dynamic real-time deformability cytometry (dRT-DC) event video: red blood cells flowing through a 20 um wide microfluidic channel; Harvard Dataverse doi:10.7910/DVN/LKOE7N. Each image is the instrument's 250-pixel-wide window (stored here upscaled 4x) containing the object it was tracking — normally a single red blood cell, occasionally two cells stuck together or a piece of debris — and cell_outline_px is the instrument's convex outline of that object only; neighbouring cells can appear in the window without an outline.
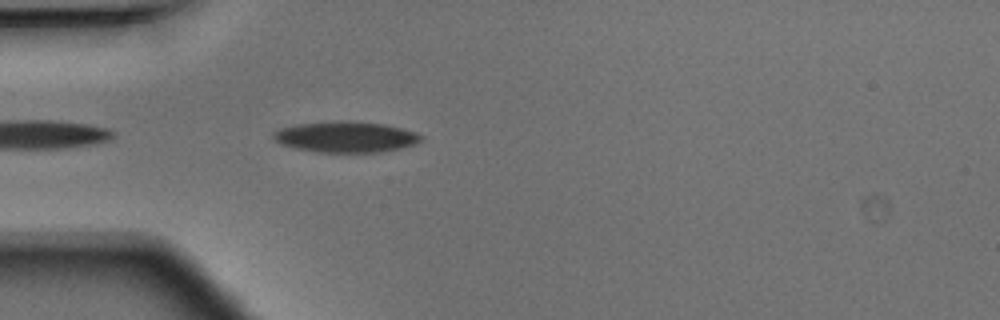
{"species": "Egyptian fruit bat (a non-hibernating species)", "species_latin": "Rousettus aegyptiacus", "temperature_condition": "warm", "stored_images_in_passage": 7, "camera_frame_rate_fps": 3000, "um_per_image_px": 0.085, "animal": {"sex": "male"}, "frame": {"image": 1, "passage_image": 2, "time_ms": 0.333, "image_size_px": [1000, 320], "cell_outline_px": [[424, 136], [420, 140], [412, 144], [400, 148], [380, 152], [316, 152], [296, 148], [280, 144], [272, 136], [272, 132], [280, 128], [296, 124], [340, 120], [348, 120], [384, 124], [416, 132]], "centroid_in_image_um": [29.35, 11.62], "position_along_channel_um": 55.6, "area_um2": 26.59}}